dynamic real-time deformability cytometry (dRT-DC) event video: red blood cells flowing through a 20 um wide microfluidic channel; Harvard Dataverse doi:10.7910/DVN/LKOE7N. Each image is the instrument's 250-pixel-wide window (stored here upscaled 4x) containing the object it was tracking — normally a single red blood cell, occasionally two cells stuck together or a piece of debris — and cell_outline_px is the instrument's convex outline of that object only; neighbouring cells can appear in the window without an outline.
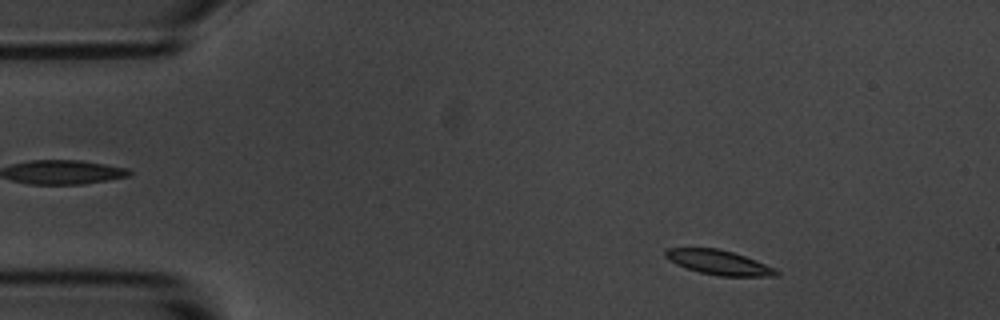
{"species": "common noctule bat (a hibernating species)", "species_latin": "Nyctalus noctula", "temperature_condition": "room temperature", "stored_images_in_passage": 55, "camera_frame_rate_fps": 3000, "um_per_image_px": 0.085, "animal": {"sex": "male", "body_mass_g": 20.1, "forearm_length_mm": 53.5}, "frame": {"image": 1, "passage_image": 6, "time_ms": 1.667, "image_size_px": [1000, 320], "cell_outline_px": [[780, 272], [776, 276], [720, 276], [700, 272], [676, 264], [664, 256], [664, 248], [716, 248], [732, 252], [756, 260], [776, 268]], "centroid_in_image_um": [61.1, 22.3], "position_along_channel_um": 23.9, "area_um2": 15.78}}
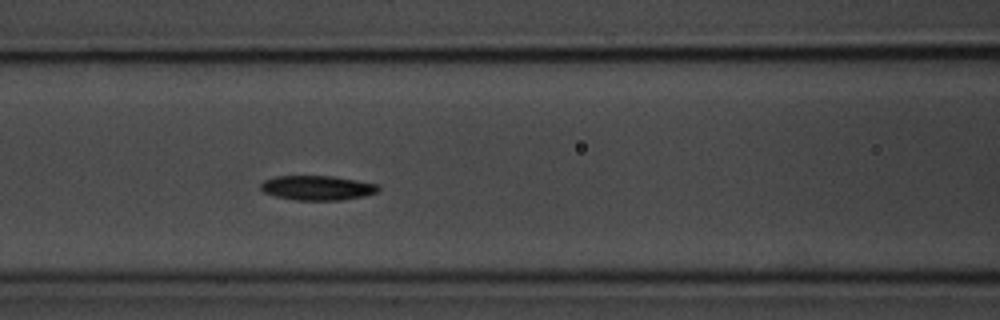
{"frame": {"image": 2, "passage_image": 22, "time_ms": 7.0, "image_size_px": [1000, 320], "cell_outline_px": [[380, 188], [376, 192], [364, 196], [340, 200], [296, 200], [276, 196], [264, 192], [260, 188], [260, 184], [264, 180], [276, 176], [332, 176], [380, 184]], "centroid_in_image_um": [26.98, 15.96], "position_along_channel_um": 139.6, "area_um2": 16.82}}
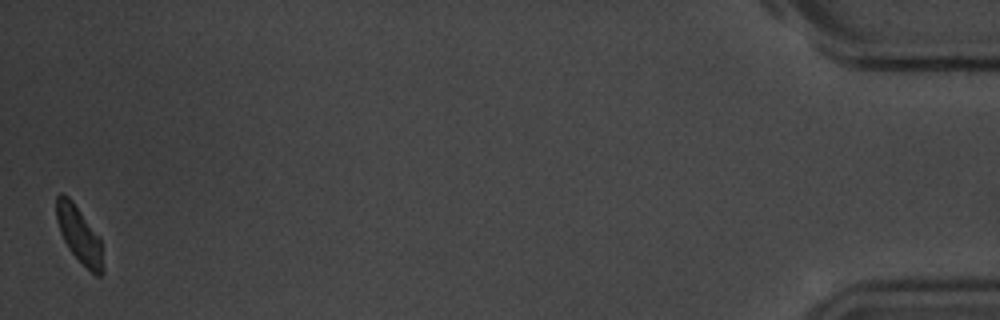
{"frame": {"image": 3, "passage_image": 55, "time_ms": 18.0, "image_size_px": [1000, 320], "cell_outline_px": [[104, 272], [100, 276], [96, 276], [68, 248], [60, 232], [56, 220], [56, 196], [60, 192], [68, 196], [72, 200], [100, 236], [104, 268]], "centroid_in_image_um": [6.74, 19.93], "position_along_channel_um": 428.5, "area_um2": 15.37}, "authors_computed_cell_mechanics": {"area_um2": 16.4152, "velocity_mm_per_s": 3.467, "shape_relaxation_time_tau1_ms": 3.5536, "shape_relaxation_time_tau2_ms": null, "deformation_change_tau1": 0.1647, "deformation_change_tau2": null}}